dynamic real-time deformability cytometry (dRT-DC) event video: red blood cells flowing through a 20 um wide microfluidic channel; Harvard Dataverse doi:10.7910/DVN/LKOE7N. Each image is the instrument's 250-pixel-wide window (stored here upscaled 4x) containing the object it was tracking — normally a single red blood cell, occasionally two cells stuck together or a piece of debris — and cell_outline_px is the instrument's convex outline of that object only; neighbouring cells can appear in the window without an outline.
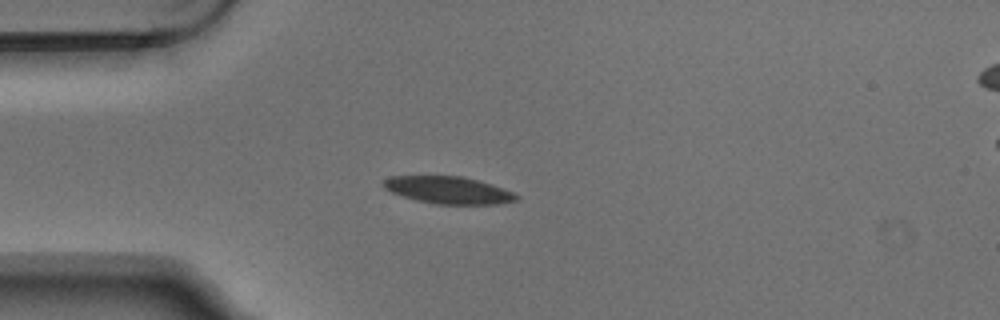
{"species": "Egyptian fruit bat (a non-hibernating species)", "species_latin": "Rousettus aegyptiacus", "temperature_condition": "warm", "stored_images_in_passage": 5, "camera_frame_rate_fps": 3000, "um_per_image_px": 0.085, "animal": {"sex": "male"}, "frame": {"image": 1, "passage_image": 2, "time_ms": 0.333, "image_size_px": [1000, 320], "cell_outline_px": [[520, 196], [516, 200], [496, 204], [436, 204], [416, 200], [392, 192], [384, 188], [380, 184], [388, 176], [460, 176], [492, 184], [512, 192]], "centroid_in_image_um": [38.07, 16.15], "position_along_channel_um": 46.9, "area_um2": 20.92}}
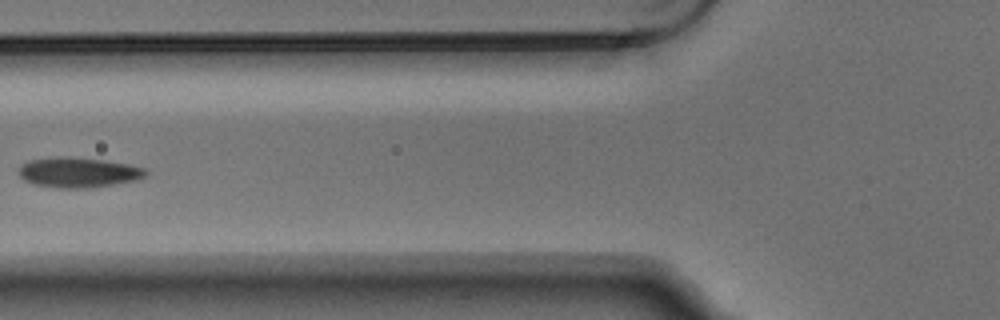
{"frame": {"image": 2, "passage_image": 4, "time_ms": 1.0, "image_size_px": [1000, 320], "cell_outline_px": [[148, 172], [144, 176], [136, 180], [88, 188], [56, 188], [32, 184], [24, 180], [16, 172], [20, 164], [28, 160], [64, 156], [72, 156], [104, 160], [132, 164], [144, 168]], "centroid_in_image_um": [6.61, 14.64], "position_along_channel_um": 119.2, "area_um2": 22.6}}
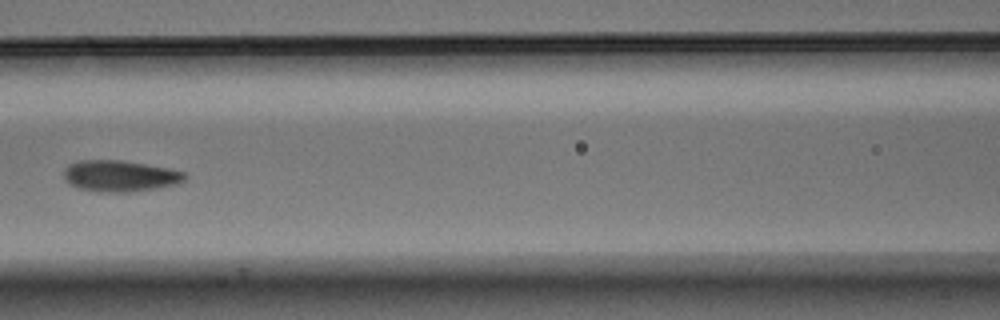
{"frame": {"image": 3, "passage_image": 5, "time_ms": 1.333, "image_size_px": [1000, 320], "cell_outline_px": [[188, 176], [184, 180], [176, 184], [156, 188], [128, 192], [96, 192], [76, 188], [68, 184], [64, 180], [64, 168], [68, 164], [80, 160], [120, 160], [168, 168], [184, 172]], "centroid_in_image_um": [10.14, 14.96], "position_along_channel_um": 156.5, "area_um2": 22.2}}